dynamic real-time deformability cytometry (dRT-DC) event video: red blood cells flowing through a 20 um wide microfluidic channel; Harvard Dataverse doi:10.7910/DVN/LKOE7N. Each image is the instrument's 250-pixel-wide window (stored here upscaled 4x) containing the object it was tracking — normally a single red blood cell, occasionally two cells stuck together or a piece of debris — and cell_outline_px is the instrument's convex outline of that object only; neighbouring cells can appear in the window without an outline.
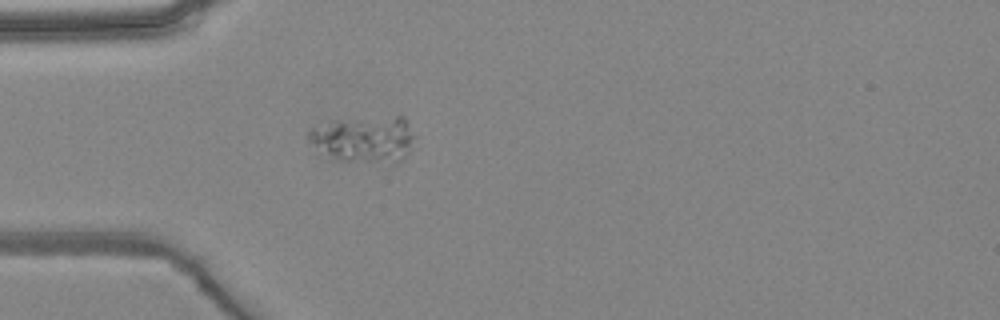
{"species": "common noctule bat (a hibernating species)", "species_latin": "Nyctalus noctula", "temperature_condition": "warm", "stored_images_in_passage": 1, "camera_frame_rate_fps": 3000, "um_per_image_px": 0.085, "animal": {"sex": "female", "body_mass_g": 24.6, "forearm_length_mm": 56.2}, "frame": {"image": 1, "passage_image": 1, "time_ms": 0.0, "image_size_px": [1000, 320], "cell_outline_px": [[416, 148], [400, 160], [392, 164], [336, 160], [308, 140], [308, 132], [312, 128], [328, 120], [396, 116], [404, 116], [416, 136]], "centroid_in_image_um": [31.06, 11.83], "position_along_channel_um": 53.9, "area_um2": 29.36}}